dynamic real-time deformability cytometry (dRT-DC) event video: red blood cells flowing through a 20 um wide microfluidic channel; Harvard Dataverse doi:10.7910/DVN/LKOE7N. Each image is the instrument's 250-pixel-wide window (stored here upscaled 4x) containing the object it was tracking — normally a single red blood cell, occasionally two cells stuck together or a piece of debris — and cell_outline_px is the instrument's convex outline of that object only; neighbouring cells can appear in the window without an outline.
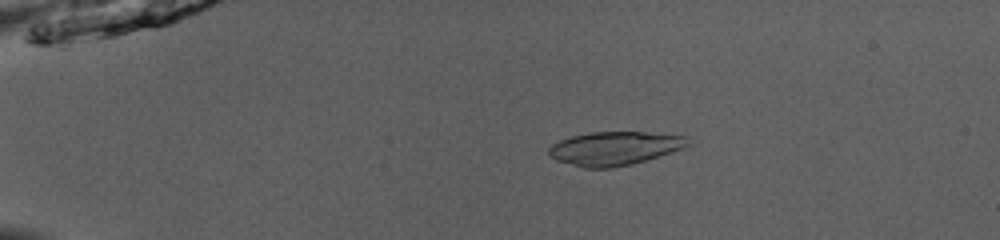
{"species": "common noctule bat (a hibernating species)", "species_latin": "Nyctalus noctula", "temperature_condition": "room temperature", "stored_images_in_passage": 52, "camera_frame_rate_fps": 3000, "um_per_image_px": 0.085, "animal": {"sex": "male", "body_mass_g": 13.0, "forearm_length_mm": 53.1}, "frame": {"image": 1, "passage_image": 12, "time_ms": 3.667, "image_size_px": [1000, 240], "cell_outline_px": [[688, 144], [672, 152], [632, 164], [612, 168], [584, 168], [556, 160], [548, 152], [548, 148], [552, 144], [560, 140], [572, 136], [592, 132], [644, 132], [688, 136]], "centroid_in_image_um": [52.21, 12.61], "position_along_channel_um": 32.8, "area_um2": 26.99}}
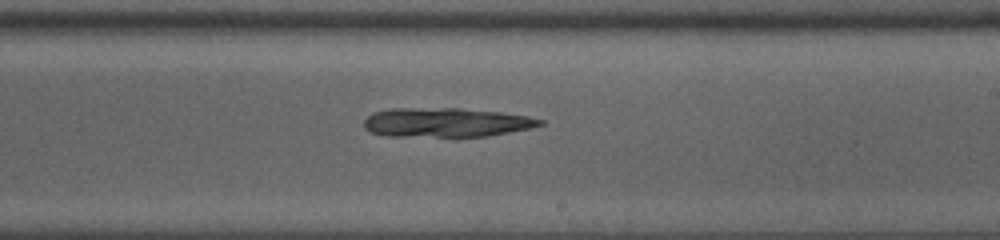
{"frame": {"image": 2, "passage_image": 33, "time_ms": 10.667, "image_size_px": [1000, 240], "cell_outline_px": [[544, 124], [532, 128], [488, 136], [388, 136], [368, 132], [364, 128], [364, 120], [368, 116], [376, 112], [392, 108], [460, 108], [500, 112], [528, 116], [544, 120]], "centroid_in_image_um": [37.93, 10.41], "position_along_channel_um": 251.1, "area_um2": 30.0}}
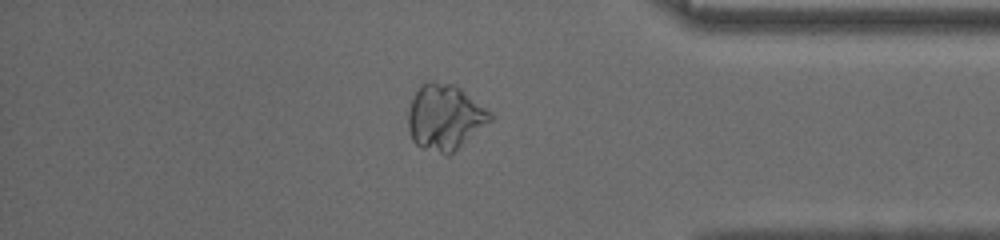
{"frame": {"image": 3, "passage_image": 45, "time_ms": 14.667, "image_size_px": [1000, 240], "cell_outline_px": [[492, 120], [448, 156], [420, 148], [412, 140], [408, 128], [408, 108], [420, 84], [428, 80], [432, 80], [452, 84], [460, 88], [492, 112]], "centroid_in_image_um": [37.79, 9.96], "position_along_channel_um": 397.4, "area_um2": 31.5}}